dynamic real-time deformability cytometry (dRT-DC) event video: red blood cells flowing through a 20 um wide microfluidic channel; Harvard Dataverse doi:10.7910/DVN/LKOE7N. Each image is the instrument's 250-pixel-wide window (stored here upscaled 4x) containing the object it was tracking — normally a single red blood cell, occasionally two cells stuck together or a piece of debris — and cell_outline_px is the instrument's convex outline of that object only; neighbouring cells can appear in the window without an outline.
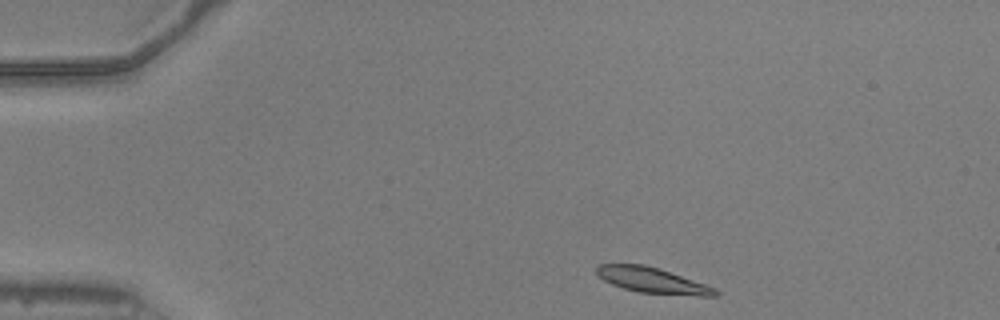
{"species": "common noctule bat (a hibernating species)", "species_latin": "Nyctalus noctula", "temperature_condition": "warm", "stored_images_in_passage": 4, "camera_frame_rate_fps": 3000, "um_per_image_px": 0.085, "animal": {"sex": "male", "body_mass_g": 20.5, "forearm_length_mm": 52.5}, "frame": {"image": 1, "passage_image": 1, "time_ms": 0.0, "image_size_px": [1000, 320], "cell_outline_px": [[720, 292], [716, 296], [700, 296], [640, 292], [624, 288], [612, 284], [596, 276], [596, 268], [600, 264], [644, 264], [660, 268], [716, 288]], "centroid_in_image_um": [55.45, 23.82], "position_along_channel_um": 29.5, "area_um2": 17.63}}